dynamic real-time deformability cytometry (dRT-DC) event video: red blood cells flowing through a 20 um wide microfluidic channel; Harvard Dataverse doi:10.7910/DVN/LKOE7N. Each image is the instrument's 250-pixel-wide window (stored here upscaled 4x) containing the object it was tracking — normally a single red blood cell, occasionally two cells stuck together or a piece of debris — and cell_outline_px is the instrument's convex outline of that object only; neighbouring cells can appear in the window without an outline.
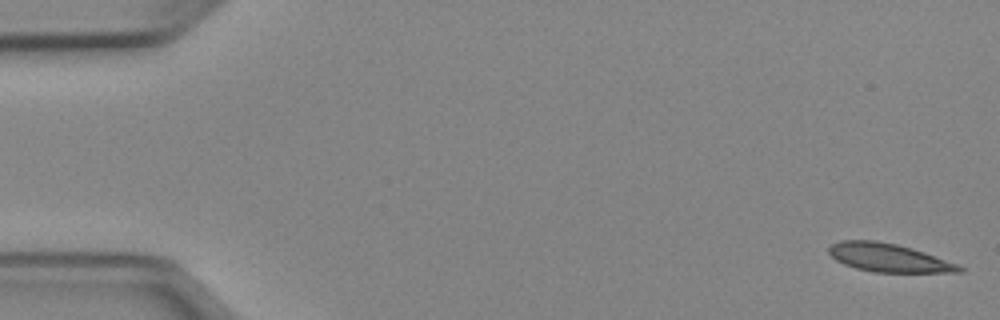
{"species": "Egyptian fruit bat (a non-hibernating species)", "species_latin": "Rousettus aegyptiacus", "temperature_condition": "cold", "stored_images_in_passage": 11, "camera_frame_rate_fps": 3000, "um_per_image_px": 0.085, "animal": {"sex": "female"}, "frame": {"image": 1, "passage_image": 1, "time_ms": 0.0, "image_size_px": [1000, 320], "cell_outline_px": [[964, 272], [872, 272], [856, 268], [844, 264], [836, 260], [828, 252], [828, 248], [832, 244], [840, 240], [876, 240], [896, 244], [912, 248], [924, 252], [956, 264], [964, 268]], "centroid_in_image_um": [75.49, 21.9], "position_along_channel_um": 9.5, "area_um2": 21.39}}